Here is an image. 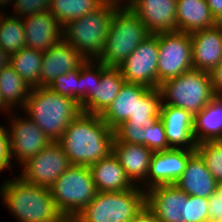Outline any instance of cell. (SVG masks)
Segmentation results:
<instances>
[{
  "instance_id": "obj_1",
  "label": "cell",
  "mask_w": 222,
  "mask_h": 222,
  "mask_svg": "<svg viewBox=\"0 0 222 222\" xmlns=\"http://www.w3.org/2000/svg\"><path fill=\"white\" fill-rule=\"evenodd\" d=\"M114 138L100 115L81 112L57 142L72 165L91 166L113 152Z\"/></svg>"
},
{
  "instance_id": "obj_2",
  "label": "cell",
  "mask_w": 222,
  "mask_h": 222,
  "mask_svg": "<svg viewBox=\"0 0 222 222\" xmlns=\"http://www.w3.org/2000/svg\"><path fill=\"white\" fill-rule=\"evenodd\" d=\"M22 110L51 142H57L66 127L82 112L76 100L53 92L49 87L31 88Z\"/></svg>"
},
{
  "instance_id": "obj_3",
  "label": "cell",
  "mask_w": 222,
  "mask_h": 222,
  "mask_svg": "<svg viewBox=\"0 0 222 222\" xmlns=\"http://www.w3.org/2000/svg\"><path fill=\"white\" fill-rule=\"evenodd\" d=\"M15 177L0 185V197L18 222H57L63 217L48 188Z\"/></svg>"
},
{
  "instance_id": "obj_4",
  "label": "cell",
  "mask_w": 222,
  "mask_h": 222,
  "mask_svg": "<svg viewBox=\"0 0 222 222\" xmlns=\"http://www.w3.org/2000/svg\"><path fill=\"white\" fill-rule=\"evenodd\" d=\"M151 33L131 8H116L110 21L104 50L98 61L119 68L124 60Z\"/></svg>"
},
{
  "instance_id": "obj_5",
  "label": "cell",
  "mask_w": 222,
  "mask_h": 222,
  "mask_svg": "<svg viewBox=\"0 0 222 222\" xmlns=\"http://www.w3.org/2000/svg\"><path fill=\"white\" fill-rule=\"evenodd\" d=\"M115 10L116 7L103 4L97 10L66 23L63 26V39L86 60H98L104 50Z\"/></svg>"
},
{
  "instance_id": "obj_6",
  "label": "cell",
  "mask_w": 222,
  "mask_h": 222,
  "mask_svg": "<svg viewBox=\"0 0 222 222\" xmlns=\"http://www.w3.org/2000/svg\"><path fill=\"white\" fill-rule=\"evenodd\" d=\"M161 104L182 108L193 116L216 96L209 72L191 69L160 84Z\"/></svg>"
},
{
  "instance_id": "obj_7",
  "label": "cell",
  "mask_w": 222,
  "mask_h": 222,
  "mask_svg": "<svg viewBox=\"0 0 222 222\" xmlns=\"http://www.w3.org/2000/svg\"><path fill=\"white\" fill-rule=\"evenodd\" d=\"M146 204V192L139 186L120 192H97L77 214L82 222H129Z\"/></svg>"
},
{
  "instance_id": "obj_8",
  "label": "cell",
  "mask_w": 222,
  "mask_h": 222,
  "mask_svg": "<svg viewBox=\"0 0 222 222\" xmlns=\"http://www.w3.org/2000/svg\"><path fill=\"white\" fill-rule=\"evenodd\" d=\"M63 217L77 216L97 193L89 166L71 165L49 188Z\"/></svg>"
},
{
  "instance_id": "obj_9",
  "label": "cell",
  "mask_w": 222,
  "mask_h": 222,
  "mask_svg": "<svg viewBox=\"0 0 222 222\" xmlns=\"http://www.w3.org/2000/svg\"><path fill=\"white\" fill-rule=\"evenodd\" d=\"M157 88L164 81L191 70L192 43L190 33L179 31L158 33Z\"/></svg>"
},
{
  "instance_id": "obj_10",
  "label": "cell",
  "mask_w": 222,
  "mask_h": 222,
  "mask_svg": "<svg viewBox=\"0 0 222 222\" xmlns=\"http://www.w3.org/2000/svg\"><path fill=\"white\" fill-rule=\"evenodd\" d=\"M71 165L61 145L53 141L20 166L23 169L19 177L27 183L49 189Z\"/></svg>"
},
{
  "instance_id": "obj_11",
  "label": "cell",
  "mask_w": 222,
  "mask_h": 222,
  "mask_svg": "<svg viewBox=\"0 0 222 222\" xmlns=\"http://www.w3.org/2000/svg\"><path fill=\"white\" fill-rule=\"evenodd\" d=\"M158 34H151L119 66L127 83L157 88Z\"/></svg>"
},
{
  "instance_id": "obj_12",
  "label": "cell",
  "mask_w": 222,
  "mask_h": 222,
  "mask_svg": "<svg viewBox=\"0 0 222 222\" xmlns=\"http://www.w3.org/2000/svg\"><path fill=\"white\" fill-rule=\"evenodd\" d=\"M11 113L8 132L10 134L12 158L14 160L16 157L15 160L21 166L28 159L42 151L51 141L27 115H24L26 116L24 118Z\"/></svg>"
},
{
  "instance_id": "obj_13",
  "label": "cell",
  "mask_w": 222,
  "mask_h": 222,
  "mask_svg": "<svg viewBox=\"0 0 222 222\" xmlns=\"http://www.w3.org/2000/svg\"><path fill=\"white\" fill-rule=\"evenodd\" d=\"M196 150L174 149L153 152L146 181L139 186L145 192L158 185L175 184ZM145 186V187H144Z\"/></svg>"
},
{
  "instance_id": "obj_14",
  "label": "cell",
  "mask_w": 222,
  "mask_h": 222,
  "mask_svg": "<svg viewBox=\"0 0 222 222\" xmlns=\"http://www.w3.org/2000/svg\"><path fill=\"white\" fill-rule=\"evenodd\" d=\"M146 205L159 222H188V195L175 184L148 189Z\"/></svg>"
},
{
  "instance_id": "obj_15",
  "label": "cell",
  "mask_w": 222,
  "mask_h": 222,
  "mask_svg": "<svg viewBox=\"0 0 222 222\" xmlns=\"http://www.w3.org/2000/svg\"><path fill=\"white\" fill-rule=\"evenodd\" d=\"M86 59L63 38L43 53L39 87H49L68 71L78 69Z\"/></svg>"
},
{
  "instance_id": "obj_16",
  "label": "cell",
  "mask_w": 222,
  "mask_h": 222,
  "mask_svg": "<svg viewBox=\"0 0 222 222\" xmlns=\"http://www.w3.org/2000/svg\"><path fill=\"white\" fill-rule=\"evenodd\" d=\"M159 118L162 120L168 145L174 149L196 150L194 116L178 107L161 104Z\"/></svg>"
},
{
  "instance_id": "obj_17",
  "label": "cell",
  "mask_w": 222,
  "mask_h": 222,
  "mask_svg": "<svg viewBox=\"0 0 222 222\" xmlns=\"http://www.w3.org/2000/svg\"><path fill=\"white\" fill-rule=\"evenodd\" d=\"M130 8L151 34L177 31V0H134Z\"/></svg>"
},
{
  "instance_id": "obj_18",
  "label": "cell",
  "mask_w": 222,
  "mask_h": 222,
  "mask_svg": "<svg viewBox=\"0 0 222 222\" xmlns=\"http://www.w3.org/2000/svg\"><path fill=\"white\" fill-rule=\"evenodd\" d=\"M25 46L45 52L63 38V27L50 12H42L22 18Z\"/></svg>"
},
{
  "instance_id": "obj_19",
  "label": "cell",
  "mask_w": 222,
  "mask_h": 222,
  "mask_svg": "<svg viewBox=\"0 0 222 222\" xmlns=\"http://www.w3.org/2000/svg\"><path fill=\"white\" fill-rule=\"evenodd\" d=\"M193 69L211 72L222 62V27L201 29L190 33Z\"/></svg>"
},
{
  "instance_id": "obj_20",
  "label": "cell",
  "mask_w": 222,
  "mask_h": 222,
  "mask_svg": "<svg viewBox=\"0 0 222 222\" xmlns=\"http://www.w3.org/2000/svg\"><path fill=\"white\" fill-rule=\"evenodd\" d=\"M217 183L204 160L195 152L188 159L186 168L175 185L187 195L209 199L215 193Z\"/></svg>"
},
{
  "instance_id": "obj_21",
  "label": "cell",
  "mask_w": 222,
  "mask_h": 222,
  "mask_svg": "<svg viewBox=\"0 0 222 222\" xmlns=\"http://www.w3.org/2000/svg\"><path fill=\"white\" fill-rule=\"evenodd\" d=\"M113 154L135 186H141L146 181L152 150L144 145L122 143L114 138Z\"/></svg>"
},
{
  "instance_id": "obj_22",
  "label": "cell",
  "mask_w": 222,
  "mask_h": 222,
  "mask_svg": "<svg viewBox=\"0 0 222 222\" xmlns=\"http://www.w3.org/2000/svg\"><path fill=\"white\" fill-rule=\"evenodd\" d=\"M89 169L97 192H120L136 187L113 152L89 166Z\"/></svg>"
},
{
  "instance_id": "obj_23",
  "label": "cell",
  "mask_w": 222,
  "mask_h": 222,
  "mask_svg": "<svg viewBox=\"0 0 222 222\" xmlns=\"http://www.w3.org/2000/svg\"><path fill=\"white\" fill-rule=\"evenodd\" d=\"M119 68L106 67L101 63V81L94 94L81 106L83 113L101 115L118 95L125 83Z\"/></svg>"
},
{
  "instance_id": "obj_24",
  "label": "cell",
  "mask_w": 222,
  "mask_h": 222,
  "mask_svg": "<svg viewBox=\"0 0 222 222\" xmlns=\"http://www.w3.org/2000/svg\"><path fill=\"white\" fill-rule=\"evenodd\" d=\"M148 89V87L140 84L125 82L116 98L100 117L114 131L119 125L126 122L130 116H133L136 101Z\"/></svg>"
},
{
  "instance_id": "obj_25",
  "label": "cell",
  "mask_w": 222,
  "mask_h": 222,
  "mask_svg": "<svg viewBox=\"0 0 222 222\" xmlns=\"http://www.w3.org/2000/svg\"><path fill=\"white\" fill-rule=\"evenodd\" d=\"M177 31L192 33L214 27L218 21L212 15L207 0H177Z\"/></svg>"
},
{
  "instance_id": "obj_26",
  "label": "cell",
  "mask_w": 222,
  "mask_h": 222,
  "mask_svg": "<svg viewBox=\"0 0 222 222\" xmlns=\"http://www.w3.org/2000/svg\"><path fill=\"white\" fill-rule=\"evenodd\" d=\"M193 134L197 144L222 140V95H216L194 116Z\"/></svg>"
},
{
  "instance_id": "obj_27",
  "label": "cell",
  "mask_w": 222,
  "mask_h": 222,
  "mask_svg": "<svg viewBox=\"0 0 222 222\" xmlns=\"http://www.w3.org/2000/svg\"><path fill=\"white\" fill-rule=\"evenodd\" d=\"M31 88L11 66L0 72V93L3 103L11 111L18 106L17 108L22 112Z\"/></svg>"
},
{
  "instance_id": "obj_28",
  "label": "cell",
  "mask_w": 222,
  "mask_h": 222,
  "mask_svg": "<svg viewBox=\"0 0 222 222\" xmlns=\"http://www.w3.org/2000/svg\"><path fill=\"white\" fill-rule=\"evenodd\" d=\"M42 60L43 52L24 47L11 55L10 66L30 87H39Z\"/></svg>"
},
{
  "instance_id": "obj_29",
  "label": "cell",
  "mask_w": 222,
  "mask_h": 222,
  "mask_svg": "<svg viewBox=\"0 0 222 222\" xmlns=\"http://www.w3.org/2000/svg\"><path fill=\"white\" fill-rule=\"evenodd\" d=\"M161 92L158 88L148 89L137 101L133 116L121 125H137L148 127L152 125L160 115Z\"/></svg>"
},
{
  "instance_id": "obj_30",
  "label": "cell",
  "mask_w": 222,
  "mask_h": 222,
  "mask_svg": "<svg viewBox=\"0 0 222 222\" xmlns=\"http://www.w3.org/2000/svg\"><path fill=\"white\" fill-rule=\"evenodd\" d=\"M102 5L100 0H51L49 11L63 27L66 23L79 19Z\"/></svg>"
},
{
  "instance_id": "obj_31",
  "label": "cell",
  "mask_w": 222,
  "mask_h": 222,
  "mask_svg": "<svg viewBox=\"0 0 222 222\" xmlns=\"http://www.w3.org/2000/svg\"><path fill=\"white\" fill-rule=\"evenodd\" d=\"M25 31L22 18L3 14L0 19V47L12 55L25 46Z\"/></svg>"
},
{
  "instance_id": "obj_32",
  "label": "cell",
  "mask_w": 222,
  "mask_h": 222,
  "mask_svg": "<svg viewBox=\"0 0 222 222\" xmlns=\"http://www.w3.org/2000/svg\"><path fill=\"white\" fill-rule=\"evenodd\" d=\"M101 81V62L86 60L79 67L80 106H82L95 91L96 84Z\"/></svg>"
},
{
  "instance_id": "obj_33",
  "label": "cell",
  "mask_w": 222,
  "mask_h": 222,
  "mask_svg": "<svg viewBox=\"0 0 222 222\" xmlns=\"http://www.w3.org/2000/svg\"><path fill=\"white\" fill-rule=\"evenodd\" d=\"M196 152L217 182H222V140L204 141L196 145Z\"/></svg>"
},
{
  "instance_id": "obj_34",
  "label": "cell",
  "mask_w": 222,
  "mask_h": 222,
  "mask_svg": "<svg viewBox=\"0 0 222 222\" xmlns=\"http://www.w3.org/2000/svg\"><path fill=\"white\" fill-rule=\"evenodd\" d=\"M49 88L62 96L76 100L80 105L79 68L68 71L57 77Z\"/></svg>"
},
{
  "instance_id": "obj_35",
  "label": "cell",
  "mask_w": 222,
  "mask_h": 222,
  "mask_svg": "<svg viewBox=\"0 0 222 222\" xmlns=\"http://www.w3.org/2000/svg\"><path fill=\"white\" fill-rule=\"evenodd\" d=\"M144 146L153 152L171 149L168 145L163 122L160 118L156 119L152 125L146 127Z\"/></svg>"
},
{
  "instance_id": "obj_36",
  "label": "cell",
  "mask_w": 222,
  "mask_h": 222,
  "mask_svg": "<svg viewBox=\"0 0 222 222\" xmlns=\"http://www.w3.org/2000/svg\"><path fill=\"white\" fill-rule=\"evenodd\" d=\"M12 4L15 13L13 16L24 18L49 11L51 0H14Z\"/></svg>"
},
{
  "instance_id": "obj_37",
  "label": "cell",
  "mask_w": 222,
  "mask_h": 222,
  "mask_svg": "<svg viewBox=\"0 0 222 222\" xmlns=\"http://www.w3.org/2000/svg\"><path fill=\"white\" fill-rule=\"evenodd\" d=\"M146 127L137 125H119L115 130V138L122 143L144 145Z\"/></svg>"
},
{
  "instance_id": "obj_38",
  "label": "cell",
  "mask_w": 222,
  "mask_h": 222,
  "mask_svg": "<svg viewBox=\"0 0 222 222\" xmlns=\"http://www.w3.org/2000/svg\"><path fill=\"white\" fill-rule=\"evenodd\" d=\"M188 222H209L208 198L188 195Z\"/></svg>"
},
{
  "instance_id": "obj_39",
  "label": "cell",
  "mask_w": 222,
  "mask_h": 222,
  "mask_svg": "<svg viewBox=\"0 0 222 222\" xmlns=\"http://www.w3.org/2000/svg\"><path fill=\"white\" fill-rule=\"evenodd\" d=\"M8 128L0 124V172L5 170H12L11 168L13 163L12 161V152H11V143H10V134ZM8 168V169H7Z\"/></svg>"
},
{
  "instance_id": "obj_40",
  "label": "cell",
  "mask_w": 222,
  "mask_h": 222,
  "mask_svg": "<svg viewBox=\"0 0 222 222\" xmlns=\"http://www.w3.org/2000/svg\"><path fill=\"white\" fill-rule=\"evenodd\" d=\"M209 222H222V200L215 193L208 199Z\"/></svg>"
},
{
  "instance_id": "obj_41",
  "label": "cell",
  "mask_w": 222,
  "mask_h": 222,
  "mask_svg": "<svg viewBox=\"0 0 222 222\" xmlns=\"http://www.w3.org/2000/svg\"><path fill=\"white\" fill-rule=\"evenodd\" d=\"M212 88L216 95H222V62L210 72Z\"/></svg>"
},
{
  "instance_id": "obj_42",
  "label": "cell",
  "mask_w": 222,
  "mask_h": 222,
  "mask_svg": "<svg viewBox=\"0 0 222 222\" xmlns=\"http://www.w3.org/2000/svg\"><path fill=\"white\" fill-rule=\"evenodd\" d=\"M129 222H159L154 212L145 204Z\"/></svg>"
},
{
  "instance_id": "obj_43",
  "label": "cell",
  "mask_w": 222,
  "mask_h": 222,
  "mask_svg": "<svg viewBox=\"0 0 222 222\" xmlns=\"http://www.w3.org/2000/svg\"><path fill=\"white\" fill-rule=\"evenodd\" d=\"M212 15L218 21L222 17V0H207Z\"/></svg>"
},
{
  "instance_id": "obj_44",
  "label": "cell",
  "mask_w": 222,
  "mask_h": 222,
  "mask_svg": "<svg viewBox=\"0 0 222 222\" xmlns=\"http://www.w3.org/2000/svg\"><path fill=\"white\" fill-rule=\"evenodd\" d=\"M102 4L112 5L116 8H130L134 0H100Z\"/></svg>"
},
{
  "instance_id": "obj_45",
  "label": "cell",
  "mask_w": 222,
  "mask_h": 222,
  "mask_svg": "<svg viewBox=\"0 0 222 222\" xmlns=\"http://www.w3.org/2000/svg\"><path fill=\"white\" fill-rule=\"evenodd\" d=\"M11 63V55L3 51L0 47V72L2 69L9 67Z\"/></svg>"
},
{
  "instance_id": "obj_46",
  "label": "cell",
  "mask_w": 222,
  "mask_h": 222,
  "mask_svg": "<svg viewBox=\"0 0 222 222\" xmlns=\"http://www.w3.org/2000/svg\"><path fill=\"white\" fill-rule=\"evenodd\" d=\"M0 110H1L2 113L6 111L5 112L6 115H8L11 112L10 109L3 103L1 93H0ZM7 111L9 113H7Z\"/></svg>"
},
{
  "instance_id": "obj_47",
  "label": "cell",
  "mask_w": 222,
  "mask_h": 222,
  "mask_svg": "<svg viewBox=\"0 0 222 222\" xmlns=\"http://www.w3.org/2000/svg\"><path fill=\"white\" fill-rule=\"evenodd\" d=\"M215 194L222 200V182L217 183Z\"/></svg>"
},
{
  "instance_id": "obj_48",
  "label": "cell",
  "mask_w": 222,
  "mask_h": 222,
  "mask_svg": "<svg viewBox=\"0 0 222 222\" xmlns=\"http://www.w3.org/2000/svg\"><path fill=\"white\" fill-rule=\"evenodd\" d=\"M12 1H14V0H0V6H1L2 10H3V8L6 7L7 5L12 4V3H13ZM10 2H11V3H10Z\"/></svg>"
},
{
  "instance_id": "obj_49",
  "label": "cell",
  "mask_w": 222,
  "mask_h": 222,
  "mask_svg": "<svg viewBox=\"0 0 222 222\" xmlns=\"http://www.w3.org/2000/svg\"><path fill=\"white\" fill-rule=\"evenodd\" d=\"M69 222H82L76 216L69 217Z\"/></svg>"
},
{
  "instance_id": "obj_50",
  "label": "cell",
  "mask_w": 222,
  "mask_h": 222,
  "mask_svg": "<svg viewBox=\"0 0 222 222\" xmlns=\"http://www.w3.org/2000/svg\"><path fill=\"white\" fill-rule=\"evenodd\" d=\"M57 222H69V217H62L60 220Z\"/></svg>"
},
{
  "instance_id": "obj_51",
  "label": "cell",
  "mask_w": 222,
  "mask_h": 222,
  "mask_svg": "<svg viewBox=\"0 0 222 222\" xmlns=\"http://www.w3.org/2000/svg\"><path fill=\"white\" fill-rule=\"evenodd\" d=\"M218 25L222 27V17L218 20Z\"/></svg>"
},
{
  "instance_id": "obj_52",
  "label": "cell",
  "mask_w": 222,
  "mask_h": 222,
  "mask_svg": "<svg viewBox=\"0 0 222 222\" xmlns=\"http://www.w3.org/2000/svg\"><path fill=\"white\" fill-rule=\"evenodd\" d=\"M3 14H4V13H2V11L0 10V19H1V17L3 16Z\"/></svg>"
}]
</instances>
